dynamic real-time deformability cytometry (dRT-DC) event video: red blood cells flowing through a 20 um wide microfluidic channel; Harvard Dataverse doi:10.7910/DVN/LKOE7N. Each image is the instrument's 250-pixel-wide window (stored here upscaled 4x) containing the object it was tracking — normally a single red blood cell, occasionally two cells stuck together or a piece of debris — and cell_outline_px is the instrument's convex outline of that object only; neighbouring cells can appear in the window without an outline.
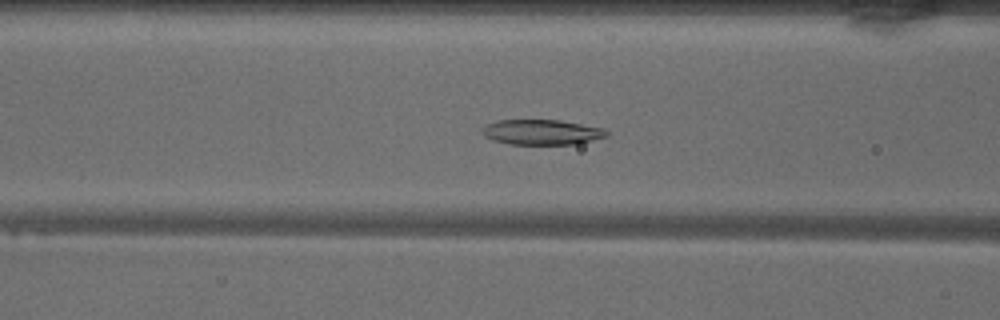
{"species": "common noctule bat (a hibernating species)", "species_latin": "Nyctalus noctula", "temperature_condition": "warm", "stored_images_in_passage": 46, "camera_frame_rate_fps": 3000, "um_per_image_px": 0.085, "animal": {"sex": "male", "body_mass_g": 18.8}, "frame": {"image": 1, "passage_image": 16, "time_ms": 5.0, "image_size_px": [1000, 320], "cell_outline_px": [[608, 136], [576, 144], [512, 144], [492, 140], [484, 136], [480, 132], [480, 128], [496, 120], [560, 120], [604, 128], [608, 132]], "centroid_in_image_um": [46.02, 11.23], "position_along_channel_um": 120.6, "area_um2": 18.32}}
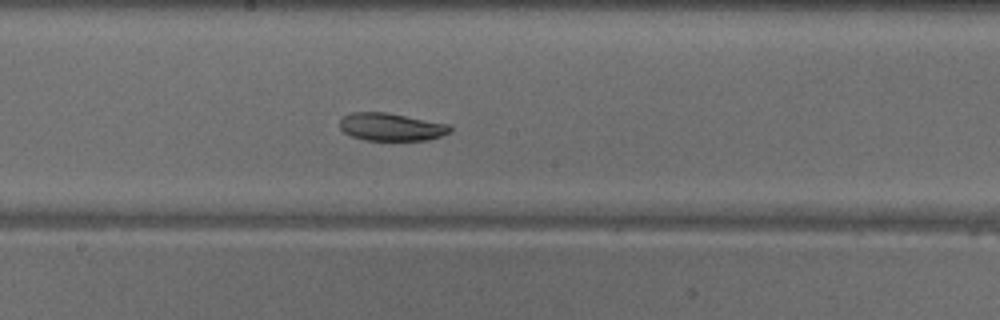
{"frame": {"image": 2, "passage_image": 23, "time_ms": 7.333, "image_size_px": [1000, 320], "cell_outline_px": [[452, 132], [428, 140], [364, 140], [352, 136], [344, 132], [340, 128], [340, 120], [344, 116], [352, 112], [388, 112], [452, 124]], "centroid_in_image_um": [33.31, 10.78], "position_along_channel_um": 214.9, "area_um2": 18.09}}
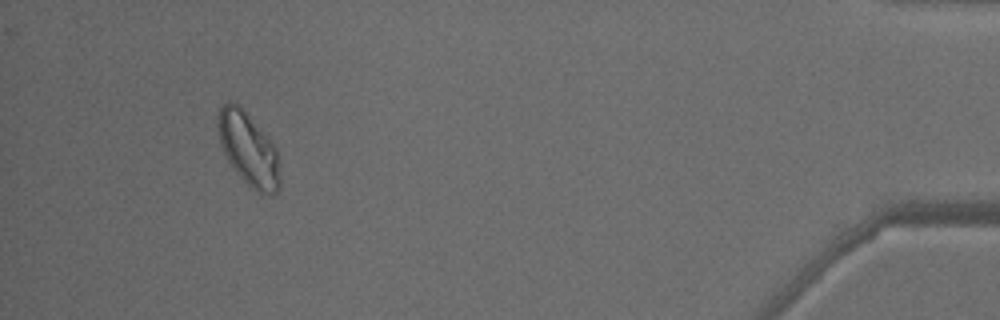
{"frame": {"image": 3, "passage_image": 43, "time_ms": 14.0, "image_size_px": [1000, 320], "cell_outline_px": [[280, 188], [276, 192], [256, 192], [232, 168], [224, 156], [220, 144], [216, 124], [216, 116], [220, 108], [228, 100], [244, 108], [276, 148], [280, 156]], "centroid_in_image_um": [21.1, 12.64], "position_along_channel_um": 414.1, "area_um2": 26.76}}